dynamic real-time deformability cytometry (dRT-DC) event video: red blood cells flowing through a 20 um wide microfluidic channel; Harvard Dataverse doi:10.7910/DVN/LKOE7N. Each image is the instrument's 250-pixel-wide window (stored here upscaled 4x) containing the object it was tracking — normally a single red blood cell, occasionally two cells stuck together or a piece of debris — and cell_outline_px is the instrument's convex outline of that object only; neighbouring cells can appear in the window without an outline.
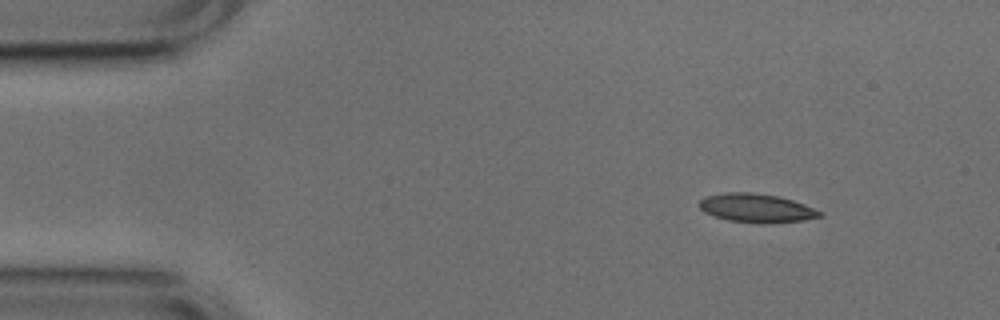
{"species": "common noctule bat (a hibernating species)", "species_latin": "Nyctalus noctula", "temperature_condition": "cold", "stored_images_in_passage": 47, "camera_frame_rate_fps": 3000, "um_per_image_px": 0.085, "animal": {"sex": "male", "body_mass_g": 17.9, "forearm_length_mm": 54.2}, "frame": {"image": 1, "passage_image": 1, "time_ms": 0.0, "image_size_px": [1000, 320], "cell_outline_px": [[824, 216], [804, 220], [764, 224], [728, 220], [704, 212], [700, 208], [700, 200], [704, 196], [728, 192], [752, 192], [780, 196], [804, 204], [824, 212]], "centroid_in_image_um": [64.34, 17.68], "position_along_channel_um": 20.7, "area_um2": 20.29}}
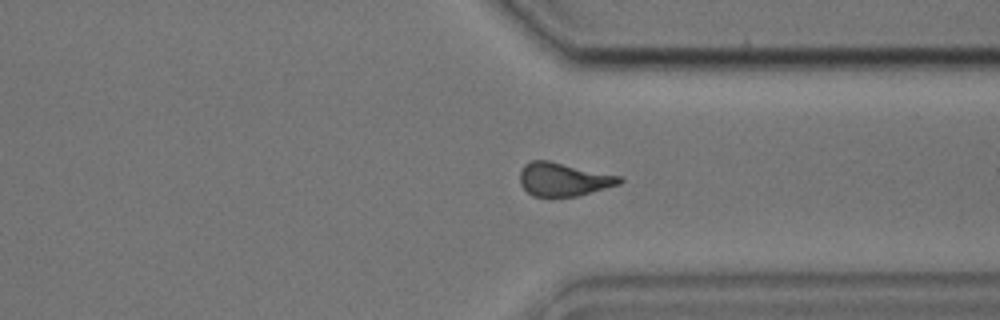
{"frame": {"image": 2, "passage_image": 34, "time_ms": 11.0, "image_size_px": [1000, 320], "cell_outline_px": [[624, 180], [620, 184], [576, 196], [532, 196], [520, 184], [520, 172], [524, 164], [532, 160], [548, 160], [620, 176]], "centroid_in_image_um": [47.88, 15.24], "position_along_channel_um": 363.5, "area_um2": 19.19}}
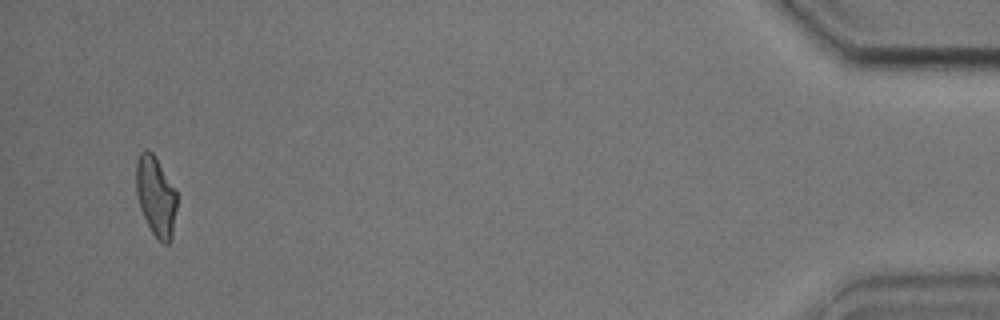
{"frame": {"image": 3, "passage_image": 45, "time_ms": 14.667, "image_size_px": [1000, 320], "cell_outline_px": [[176, 208], [172, 236], [168, 244], [164, 244], [152, 232], [140, 208], [136, 192], [136, 164], [140, 152], [144, 148], [152, 152], [176, 192]], "centroid_in_image_um": [13.22, 16.67], "position_along_channel_um": 422.0, "area_um2": 18.5}, "authors_computed_cell_mechanics": {"area_um2": 19.8832, "velocity_mm_per_s": 3.8041, "shape_relaxation_time_tau1_ms": 10.9173, "shape_relaxation_time_tau2_ms": 3.1205, "deformation_change_tau1": 0.2161, "deformation_change_tau2": 0.1175}}